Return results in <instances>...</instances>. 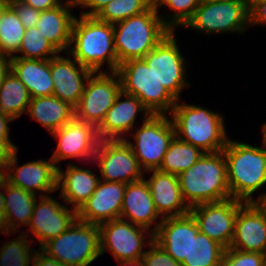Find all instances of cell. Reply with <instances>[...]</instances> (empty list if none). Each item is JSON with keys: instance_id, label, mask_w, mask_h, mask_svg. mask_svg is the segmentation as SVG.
Instances as JSON below:
<instances>
[{"instance_id": "cell-36", "label": "cell", "mask_w": 266, "mask_h": 266, "mask_svg": "<svg viewBox=\"0 0 266 266\" xmlns=\"http://www.w3.org/2000/svg\"><path fill=\"white\" fill-rule=\"evenodd\" d=\"M153 4L150 0H113L96 17L106 23L115 24L148 10Z\"/></svg>"}, {"instance_id": "cell-24", "label": "cell", "mask_w": 266, "mask_h": 266, "mask_svg": "<svg viewBox=\"0 0 266 266\" xmlns=\"http://www.w3.org/2000/svg\"><path fill=\"white\" fill-rule=\"evenodd\" d=\"M76 1L65 0L53 9L41 11L36 27L58 51H69L73 22L76 16L72 15L71 8Z\"/></svg>"}, {"instance_id": "cell-25", "label": "cell", "mask_w": 266, "mask_h": 266, "mask_svg": "<svg viewBox=\"0 0 266 266\" xmlns=\"http://www.w3.org/2000/svg\"><path fill=\"white\" fill-rule=\"evenodd\" d=\"M56 138L58 144L50 157L57 168H60L62 160L78 158L86 160L89 146V125L79 121L75 117L63 125L60 129L51 133Z\"/></svg>"}, {"instance_id": "cell-14", "label": "cell", "mask_w": 266, "mask_h": 266, "mask_svg": "<svg viewBox=\"0 0 266 266\" xmlns=\"http://www.w3.org/2000/svg\"><path fill=\"white\" fill-rule=\"evenodd\" d=\"M40 201L35 202L29 225V232L38 239L39 249L49 240L66 231L77 219V211L59 203L53 197L41 192Z\"/></svg>"}, {"instance_id": "cell-54", "label": "cell", "mask_w": 266, "mask_h": 266, "mask_svg": "<svg viewBox=\"0 0 266 266\" xmlns=\"http://www.w3.org/2000/svg\"><path fill=\"white\" fill-rule=\"evenodd\" d=\"M246 1H247L249 8H250L255 2H258L260 0H246Z\"/></svg>"}, {"instance_id": "cell-57", "label": "cell", "mask_w": 266, "mask_h": 266, "mask_svg": "<svg viewBox=\"0 0 266 266\" xmlns=\"http://www.w3.org/2000/svg\"><path fill=\"white\" fill-rule=\"evenodd\" d=\"M213 1H229V0H213Z\"/></svg>"}, {"instance_id": "cell-38", "label": "cell", "mask_w": 266, "mask_h": 266, "mask_svg": "<svg viewBox=\"0 0 266 266\" xmlns=\"http://www.w3.org/2000/svg\"><path fill=\"white\" fill-rule=\"evenodd\" d=\"M201 0H158L155 4L159 6L166 5L173 12L168 20H165V25L175 32L177 26H185L186 23L193 17L195 10L198 8Z\"/></svg>"}, {"instance_id": "cell-2", "label": "cell", "mask_w": 266, "mask_h": 266, "mask_svg": "<svg viewBox=\"0 0 266 266\" xmlns=\"http://www.w3.org/2000/svg\"><path fill=\"white\" fill-rule=\"evenodd\" d=\"M181 194L189 208L231 198L227 163L222 151L204 153L189 169L178 175Z\"/></svg>"}, {"instance_id": "cell-46", "label": "cell", "mask_w": 266, "mask_h": 266, "mask_svg": "<svg viewBox=\"0 0 266 266\" xmlns=\"http://www.w3.org/2000/svg\"><path fill=\"white\" fill-rule=\"evenodd\" d=\"M21 1L40 12L56 8L63 3L60 0H21Z\"/></svg>"}, {"instance_id": "cell-48", "label": "cell", "mask_w": 266, "mask_h": 266, "mask_svg": "<svg viewBox=\"0 0 266 266\" xmlns=\"http://www.w3.org/2000/svg\"><path fill=\"white\" fill-rule=\"evenodd\" d=\"M11 71V57L0 53V87Z\"/></svg>"}, {"instance_id": "cell-42", "label": "cell", "mask_w": 266, "mask_h": 266, "mask_svg": "<svg viewBox=\"0 0 266 266\" xmlns=\"http://www.w3.org/2000/svg\"><path fill=\"white\" fill-rule=\"evenodd\" d=\"M250 25H266V0L255 2L250 8Z\"/></svg>"}, {"instance_id": "cell-50", "label": "cell", "mask_w": 266, "mask_h": 266, "mask_svg": "<svg viewBox=\"0 0 266 266\" xmlns=\"http://www.w3.org/2000/svg\"><path fill=\"white\" fill-rule=\"evenodd\" d=\"M120 266H145L142 258L136 260L122 261L119 263Z\"/></svg>"}, {"instance_id": "cell-53", "label": "cell", "mask_w": 266, "mask_h": 266, "mask_svg": "<svg viewBox=\"0 0 266 266\" xmlns=\"http://www.w3.org/2000/svg\"><path fill=\"white\" fill-rule=\"evenodd\" d=\"M262 147L266 150V123L262 126Z\"/></svg>"}, {"instance_id": "cell-34", "label": "cell", "mask_w": 266, "mask_h": 266, "mask_svg": "<svg viewBox=\"0 0 266 266\" xmlns=\"http://www.w3.org/2000/svg\"><path fill=\"white\" fill-rule=\"evenodd\" d=\"M89 146L87 160L98 161L103 158L111 148L121 139L118 138L107 126L104 119L88 122Z\"/></svg>"}, {"instance_id": "cell-12", "label": "cell", "mask_w": 266, "mask_h": 266, "mask_svg": "<svg viewBox=\"0 0 266 266\" xmlns=\"http://www.w3.org/2000/svg\"><path fill=\"white\" fill-rule=\"evenodd\" d=\"M245 202L229 198L220 202L203 203L190 208L198 230L225 249L230 248L239 208Z\"/></svg>"}, {"instance_id": "cell-15", "label": "cell", "mask_w": 266, "mask_h": 266, "mask_svg": "<svg viewBox=\"0 0 266 266\" xmlns=\"http://www.w3.org/2000/svg\"><path fill=\"white\" fill-rule=\"evenodd\" d=\"M18 148L13 150L5 171V179L11 185L37 195L38 191L52 193L57 191L58 168L50 158L35 160L18 167Z\"/></svg>"}, {"instance_id": "cell-45", "label": "cell", "mask_w": 266, "mask_h": 266, "mask_svg": "<svg viewBox=\"0 0 266 266\" xmlns=\"http://www.w3.org/2000/svg\"><path fill=\"white\" fill-rule=\"evenodd\" d=\"M32 266H66L60 263L59 261L48 257L43 253L39 248L35 250V254L32 259Z\"/></svg>"}, {"instance_id": "cell-17", "label": "cell", "mask_w": 266, "mask_h": 266, "mask_svg": "<svg viewBox=\"0 0 266 266\" xmlns=\"http://www.w3.org/2000/svg\"><path fill=\"white\" fill-rule=\"evenodd\" d=\"M126 184L100 180L93 194L77 211V219L94 225L119 219Z\"/></svg>"}, {"instance_id": "cell-23", "label": "cell", "mask_w": 266, "mask_h": 266, "mask_svg": "<svg viewBox=\"0 0 266 266\" xmlns=\"http://www.w3.org/2000/svg\"><path fill=\"white\" fill-rule=\"evenodd\" d=\"M66 168V171L58 168L57 189L61 190L59 198L78 211L95 191L100 177L88 168L73 163H69Z\"/></svg>"}, {"instance_id": "cell-33", "label": "cell", "mask_w": 266, "mask_h": 266, "mask_svg": "<svg viewBox=\"0 0 266 266\" xmlns=\"http://www.w3.org/2000/svg\"><path fill=\"white\" fill-rule=\"evenodd\" d=\"M24 33L25 26L9 6L0 20V53L11 58L16 56Z\"/></svg>"}, {"instance_id": "cell-56", "label": "cell", "mask_w": 266, "mask_h": 266, "mask_svg": "<svg viewBox=\"0 0 266 266\" xmlns=\"http://www.w3.org/2000/svg\"><path fill=\"white\" fill-rule=\"evenodd\" d=\"M152 4H156L158 0H150Z\"/></svg>"}, {"instance_id": "cell-51", "label": "cell", "mask_w": 266, "mask_h": 266, "mask_svg": "<svg viewBox=\"0 0 266 266\" xmlns=\"http://www.w3.org/2000/svg\"><path fill=\"white\" fill-rule=\"evenodd\" d=\"M255 202L258 203V205L265 211L266 213V192L261 193V195L258 196V199H255Z\"/></svg>"}, {"instance_id": "cell-13", "label": "cell", "mask_w": 266, "mask_h": 266, "mask_svg": "<svg viewBox=\"0 0 266 266\" xmlns=\"http://www.w3.org/2000/svg\"><path fill=\"white\" fill-rule=\"evenodd\" d=\"M121 90L117 72H93L86 82L79 104L74 108L75 118L86 123L104 119Z\"/></svg>"}, {"instance_id": "cell-22", "label": "cell", "mask_w": 266, "mask_h": 266, "mask_svg": "<svg viewBox=\"0 0 266 266\" xmlns=\"http://www.w3.org/2000/svg\"><path fill=\"white\" fill-rule=\"evenodd\" d=\"M158 218L146 178L126 184L120 219L149 230Z\"/></svg>"}, {"instance_id": "cell-6", "label": "cell", "mask_w": 266, "mask_h": 266, "mask_svg": "<svg viewBox=\"0 0 266 266\" xmlns=\"http://www.w3.org/2000/svg\"><path fill=\"white\" fill-rule=\"evenodd\" d=\"M40 250L66 266H89L101 256L99 225L76 219L66 231L49 240Z\"/></svg>"}, {"instance_id": "cell-39", "label": "cell", "mask_w": 266, "mask_h": 266, "mask_svg": "<svg viewBox=\"0 0 266 266\" xmlns=\"http://www.w3.org/2000/svg\"><path fill=\"white\" fill-rule=\"evenodd\" d=\"M264 254L225 249L220 266H263Z\"/></svg>"}, {"instance_id": "cell-49", "label": "cell", "mask_w": 266, "mask_h": 266, "mask_svg": "<svg viewBox=\"0 0 266 266\" xmlns=\"http://www.w3.org/2000/svg\"><path fill=\"white\" fill-rule=\"evenodd\" d=\"M0 189H4V175L0 176ZM0 190V231L3 232V220L5 216L4 192Z\"/></svg>"}, {"instance_id": "cell-37", "label": "cell", "mask_w": 266, "mask_h": 266, "mask_svg": "<svg viewBox=\"0 0 266 266\" xmlns=\"http://www.w3.org/2000/svg\"><path fill=\"white\" fill-rule=\"evenodd\" d=\"M27 238L28 234L22 231L16 239L4 242L0 247V266H30L35 251Z\"/></svg>"}, {"instance_id": "cell-5", "label": "cell", "mask_w": 266, "mask_h": 266, "mask_svg": "<svg viewBox=\"0 0 266 266\" xmlns=\"http://www.w3.org/2000/svg\"><path fill=\"white\" fill-rule=\"evenodd\" d=\"M222 152L227 163L231 198L255 202L251 195L266 184V150L228 139Z\"/></svg>"}, {"instance_id": "cell-11", "label": "cell", "mask_w": 266, "mask_h": 266, "mask_svg": "<svg viewBox=\"0 0 266 266\" xmlns=\"http://www.w3.org/2000/svg\"><path fill=\"white\" fill-rule=\"evenodd\" d=\"M99 230L101 255L108 250L118 264L142 258L146 252L143 248L153 241V233L150 230L120 218L100 224ZM147 237L149 241L146 243Z\"/></svg>"}, {"instance_id": "cell-28", "label": "cell", "mask_w": 266, "mask_h": 266, "mask_svg": "<svg viewBox=\"0 0 266 266\" xmlns=\"http://www.w3.org/2000/svg\"><path fill=\"white\" fill-rule=\"evenodd\" d=\"M26 113L50 134L75 117L74 107L53 95L31 98Z\"/></svg>"}, {"instance_id": "cell-35", "label": "cell", "mask_w": 266, "mask_h": 266, "mask_svg": "<svg viewBox=\"0 0 266 266\" xmlns=\"http://www.w3.org/2000/svg\"><path fill=\"white\" fill-rule=\"evenodd\" d=\"M18 53L22 55L13 57L47 60L56 56L59 52L42 35L37 27H31L25 29Z\"/></svg>"}, {"instance_id": "cell-40", "label": "cell", "mask_w": 266, "mask_h": 266, "mask_svg": "<svg viewBox=\"0 0 266 266\" xmlns=\"http://www.w3.org/2000/svg\"><path fill=\"white\" fill-rule=\"evenodd\" d=\"M148 247L149 250L142 256L145 266H182L154 241Z\"/></svg>"}, {"instance_id": "cell-1", "label": "cell", "mask_w": 266, "mask_h": 266, "mask_svg": "<svg viewBox=\"0 0 266 266\" xmlns=\"http://www.w3.org/2000/svg\"><path fill=\"white\" fill-rule=\"evenodd\" d=\"M66 55H72L79 64L93 72H105V69H101L104 63H107L110 72H116L113 24L101 21L96 16L75 17Z\"/></svg>"}, {"instance_id": "cell-43", "label": "cell", "mask_w": 266, "mask_h": 266, "mask_svg": "<svg viewBox=\"0 0 266 266\" xmlns=\"http://www.w3.org/2000/svg\"><path fill=\"white\" fill-rule=\"evenodd\" d=\"M113 0H76V6L90 10L81 12V15L96 16L109 2Z\"/></svg>"}, {"instance_id": "cell-55", "label": "cell", "mask_w": 266, "mask_h": 266, "mask_svg": "<svg viewBox=\"0 0 266 266\" xmlns=\"http://www.w3.org/2000/svg\"><path fill=\"white\" fill-rule=\"evenodd\" d=\"M263 266H266V253L264 254Z\"/></svg>"}, {"instance_id": "cell-18", "label": "cell", "mask_w": 266, "mask_h": 266, "mask_svg": "<svg viewBox=\"0 0 266 266\" xmlns=\"http://www.w3.org/2000/svg\"><path fill=\"white\" fill-rule=\"evenodd\" d=\"M230 248L266 253V213L257 202L244 203L239 208Z\"/></svg>"}, {"instance_id": "cell-20", "label": "cell", "mask_w": 266, "mask_h": 266, "mask_svg": "<svg viewBox=\"0 0 266 266\" xmlns=\"http://www.w3.org/2000/svg\"><path fill=\"white\" fill-rule=\"evenodd\" d=\"M152 175L146 180L158 214L162 218L189 214L184 202L178 176L160 170L147 171Z\"/></svg>"}, {"instance_id": "cell-52", "label": "cell", "mask_w": 266, "mask_h": 266, "mask_svg": "<svg viewBox=\"0 0 266 266\" xmlns=\"http://www.w3.org/2000/svg\"><path fill=\"white\" fill-rule=\"evenodd\" d=\"M9 6H10V0H0V20Z\"/></svg>"}, {"instance_id": "cell-26", "label": "cell", "mask_w": 266, "mask_h": 266, "mask_svg": "<svg viewBox=\"0 0 266 266\" xmlns=\"http://www.w3.org/2000/svg\"><path fill=\"white\" fill-rule=\"evenodd\" d=\"M5 216L2 234L10 236L20 232V226H28L32 217L37 196L20 187L11 185L4 176Z\"/></svg>"}, {"instance_id": "cell-10", "label": "cell", "mask_w": 266, "mask_h": 266, "mask_svg": "<svg viewBox=\"0 0 266 266\" xmlns=\"http://www.w3.org/2000/svg\"><path fill=\"white\" fill-rule=\"evenodd\" d=\"M174 31L146 54L142 59L151 68L159 82L176 99L180 100V92L189 87L186 81V59L180 52Z\"/></svg>"}, {"instance_id": "cell-29", "label": "cell", "mask_w": 266, "mask_h": 266, "mask_svg": "<svg viewBox=\"0 0 266 266\" xmlns=\"http://www.w3.org/2000/svg\"><path fill=\"white\" fill-rule=\"evenodd\" d=\"M121 99L124 100L121 101ZM140 112H143V118L151 115L138 98L121 90L113 106L107 111L104 120L111 131L124 140L125 137L122 135L133 133L135 119Z\"/></svg>"}, {"instance_id": "cell-31", "label": "cell", "mask_w": 266, "mask_h": 266, "mask_svg": "<svg viewBox=\"0 0 266 266\" xmlns=\"http://www.w3.org/2000/svg\"><path fill=\"white\" fill-rule=\"evenodd\" d=\"M204 152L176 136L170 142L158 170L178 176L197 162Z\"/></svg>"}, {"instance_id": "cell-30", "label": "cell", "mask_w": 266, "mask_h": 266, "mask_svg": "<svg viewBox=\"0 0 266 266\" xmlns=\"http://www.w3.org/2000/svg\"><path fill=\"white\" fill-rule=\"evenodd\" d=\"M30 100L25 85L10 71L0 87V112L15 120L27 112Z\"/></svg>"}, {"instance_id": "cell-7", "label": "cell", "mask_w": 266, "mask_h": 266, "mask_svg": "<svg viewBox=\"0 0 266 266\" xmlns=\"http://www.w3.org/2000/svg\"><path fill=\"white\" fill-rule=\"evenodd\" d=\"M123 92L138 98L152 115L171 113L177 100L159 82L143 59H131L116 71Z\"/></svg>"}, {"instance_id": "cell-16", "label": "cell", "mask_w": 266, "mask_h": 266, "mask_svg": "<svg viewBox=\"0 0 266 266\" xmlns=\"http://www.w3.org/2000/svg\"><path fill=\"white\" fill-rule=\"evenodd\" d=\"M150 231L153 233V241L181 264L189 257L191 237L199 232L198 225L190 213L161 218Z\"/></svg>"}, {"instance_id": "cell-19", "label": "cell", "mask_w": 266, "mask_h": 266, "mask_svg": "<svg viewBox=\"0 0 266 266\" xmlns=\"http://www.w3.org/2000/svg\"><path fill=\"white\" fill-rule=\"evenodd\" d=\"M50 72L54 82L52 95L75 108L93 71L79 64L73 57L65 58L58 53L50 58Z\"/></svg>"}, {"instance_id": "cell-27", "label": "cell", "mask_w": 266, "mask_h": 266, "mask_svg": "<svg viewBox=\"0 0 266 266\" xmlns=\"http://www.w3.org/2000/svg\"><path fill=\"white\" fill-rule=\"evenodd\" d=\"M11 71L25 85L31 98L51 96L54 82L50 59L11 58Z\"/></svg>"}, {"instance_id": "cell-8", "label": "cell", "mask_w": 266, "mask_h": 266, "mask_svg": "<svg viewBox=\"0 0 266 266\" xmlns=\"http://www.w3.org/2000/svg\"><path fill=\"white\" fill-rule=\"evenodd\" d=\"M134 142L124 140L131 147L144 172L158 170L170 142L175 137V128L168 115L144 117L142 126L134 129Z\"/></svg>"}, {"instance_id": "cell-41", "label": "cell", "mask_w": 266, "mask_h": 266, "mask_svg": "<svg viewBox=\"0 0 266 266\" xmlns=\"http://www.w3.org/2000/svg\"><path fill=\"white\" fill-rule=\"evenodd\" d=\"M10 7L16 12L25 29L36 27L40 11L25 4L21 0H10Z\"/></svg>"}, {"instance_id": "cell-47", "label": "cell", "mask_w": 266, "mask_h": 266, "mask_svg": "<svg viewBox=\"0 0 266 266\" xmlns=\"http://www.w3.org/2000/svg\"><path fill=\"white\" fill-rule=\"evenodd\" d=\"M12 151L13 149L6 142L0 140V176L5 174Z\"/></svg>"}, {"instance_id": "cell-32", "label": "cell", "mask_w": 266, "mask_h": 266, "mask_svg": "<svg viewBox=\"0 0 266 266\" xmlns=\"http://www.w3.org/2000/svg\"><path fill=\"white\" fill-rule=\"evenodd\" d=\"M225 248L205 234L198 232L192 236L189 257L182 266H220Z\"/></svg>"}, {"instance_id": "cell-4", "label": "cell", "mask_w": 266, "mask_h": 266, "mask_svg": "<svg viewBox=\"0 0 266 266\" xmlns=\"http://www.w3.org/2000/svg\"><path fill=\"white\" fill-rule=\"evenodd\" d=\"M169 114L179 140L200 148L204 153L219 152L226 146L229 138L225 118L220 113L192 104H181L177 100Z\"/></svg>"}, {"instance_id": "cell-44", "label": "cell", "mask_w": 266, "mask_h": 266, "mask_svg": "<svg viewBox=\"0 0 266 266\" xmlns=\"http://www.w3.org/2000/svg\"><path fill=\"white\" fill-rule=\"evenodd\" d=\"M13 119L0 112V140L6 142L13 150L17 149V147L14 145V142H11L10 136H9V123L12 122Z\"/></svg>"}, {"instance_id": "cell-21", "label": "cell", "mask_w": 266, "mask_h": 266, "mask_svg": "<svg viewBox=\"0 0 266 266\" xmlns=\"http://www.w3.org/2000/svg\"><path fill=\"white\" fill-rule=\"evenodd\" d=\"M97 164L103 177L100 180L128 184L144 178V171L125 140H120Z\"/></svg>"}, {"instance_id": "cell-9", "label": "cell", "mask_w": 266, "mask_h": 266, "mask_svg": "<svg viewBox=\"0 0 266 266\" xmlns=\"http://www.w3.org/2000/svg\"><path fill=\"white\" fill-rule=\"evenodd\" d=\"M248 25V26H247ZM250 25L246 0H201L193 17L184 27L204 33H243Z\"/></svg>"}, {"instance_id": "cell-3", "label": "cell", "mask_w": 266, "mask_h": 266, "mask_svg": "<svg viewBox=\"0 0 266 266\" xmlns=\"http://www.w3.org/2000/svg\"><path fill=\"white\" fill-rule=\"evenodd\" d=\"M158 11L153 4L143 13L113 24L117 69L125 61L145 57L171 32Z\"/></svg>"}]
</instances>
